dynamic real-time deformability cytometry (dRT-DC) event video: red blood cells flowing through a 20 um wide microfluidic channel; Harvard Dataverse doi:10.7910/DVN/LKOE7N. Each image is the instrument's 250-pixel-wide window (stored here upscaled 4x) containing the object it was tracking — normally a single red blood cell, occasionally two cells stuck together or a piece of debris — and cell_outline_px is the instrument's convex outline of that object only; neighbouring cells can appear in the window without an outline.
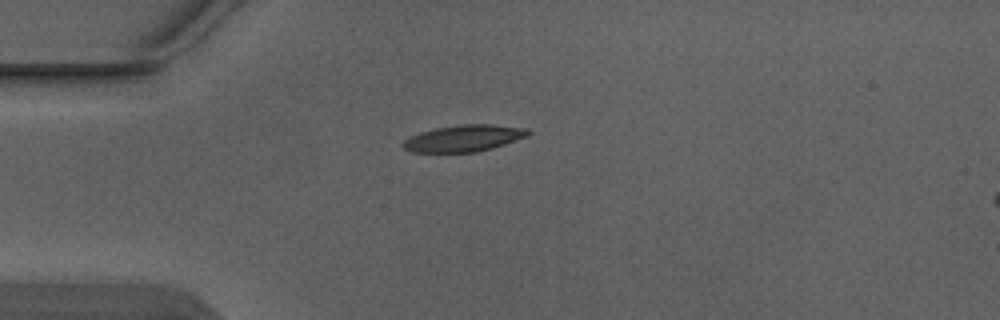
{"species": "Egyptian fruit bat (a non-hibernating species)", "species_latin": "Rousettus aegyptiacus", "temperature_condition": "warm", "stored_images_in_passage": 2, "segment_of_instrument_passage": [1, 2], "camera_frame_rate_fps": 3000, "um_per_image_px": 0.085, "animal": {"sex": "male"}, "frame": {"image": 1, "passage_image": 1, "time_ms": 0.0, "image_size_px": [1000, 320], "cell_outline_px": [[532, 132], [528, 136], [492, 148], [476, 152], [412, 152], [404, 148], [400, 144], [404, 140], [420, 132], [436, 128], [460, 124], [488, 124], [528, 128]], "centroid_in_image_um": [39.44, 11.75], "position_along_channel_um": 45.6, "area_um2": 19.36}}